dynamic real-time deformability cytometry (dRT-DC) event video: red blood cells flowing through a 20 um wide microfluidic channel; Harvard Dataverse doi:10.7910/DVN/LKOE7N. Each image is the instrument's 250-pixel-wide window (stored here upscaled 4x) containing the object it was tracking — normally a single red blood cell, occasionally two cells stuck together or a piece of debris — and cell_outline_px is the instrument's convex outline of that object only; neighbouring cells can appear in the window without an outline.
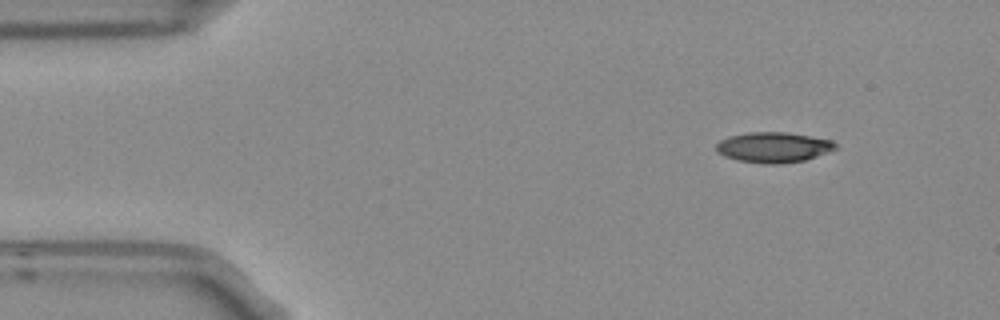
{"species": "Egyptian fruit bat (a non-hibernating species)", "species_latin": "Rousettus aegyptiacus", "temperature_condition": "room temperature", "stored_images_in_passage": 6, "camera_frame_rate_fps": 3000, "um_per_image_px": 0.085, "frame": {"image": 1, "passage_image": 1, "time_ms": 0.0, "image_size_px": [1000, 320], "cell_outline_px": [[840, 148], [804, 160], [780, 164], [764, 164], [740, 160], [724, 156], [716, 152], [716, 144], [720, 140], [728, 136], [748, 132], [788, 132], [832, 140]], "centroid_in_image_um": [65.75, 12.51], "position_along_channel_um": 19.3, "area_um2": 21.21}}
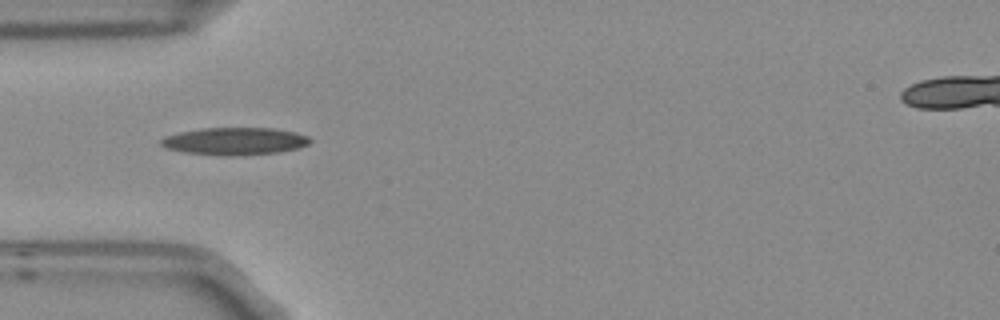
{"frame": {"image": 2, "passage_image": 4, "time_ms": 1.0, "image_size_px": [1000, 320], "cell_outline_px": [[312, 140], [308, 144], [296, 148], [280, 152], [228, 156], [224, 156], [184, 152], [168, 148], [160, 144], [160, 140], [164, 136], [180, 132], [200, 128], [272, 128], [296, 132], [308, 136]], "centroid_in_image_um": [19.95, 11.99], "position_along_channel_um": 65.1, "area_um2": 23.76}}